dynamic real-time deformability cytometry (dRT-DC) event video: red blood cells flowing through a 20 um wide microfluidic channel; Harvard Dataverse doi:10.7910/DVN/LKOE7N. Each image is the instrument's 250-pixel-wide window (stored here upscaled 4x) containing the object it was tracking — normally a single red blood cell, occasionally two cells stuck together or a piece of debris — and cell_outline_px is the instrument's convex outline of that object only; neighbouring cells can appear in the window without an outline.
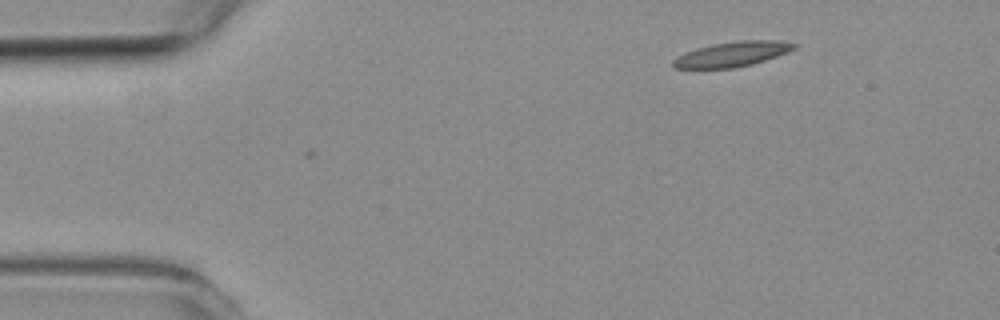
{"species": "common noctule bat (a hibernating species)", "species_latin": "Nyctalus noctula", "temperature_condition": "room temperature", "stored_images_in_passage": 5, "camera_frame_rate_fps": 3000, "um_per_image_px": 0.085, "animal": {"sex": "female", "body_mass_g": 19.3, "forearm_length_mm": 54.1}, "frame": {"image": 1, "passage_image": 1, "time_ms": 0.0, "image_size_px": [1000, 320], "cell_outline_px": [[796, 48], [788, 52], [752, 64], [732, 68], [672, 68], [672, 60], [696, 48], [712, 44], [740, 40], [776, 40], [796, 44]], "centroid_in_image_um": [62.24, 4.6], "position_along_channel_um": 22.8, "area_um2": 17.34}}
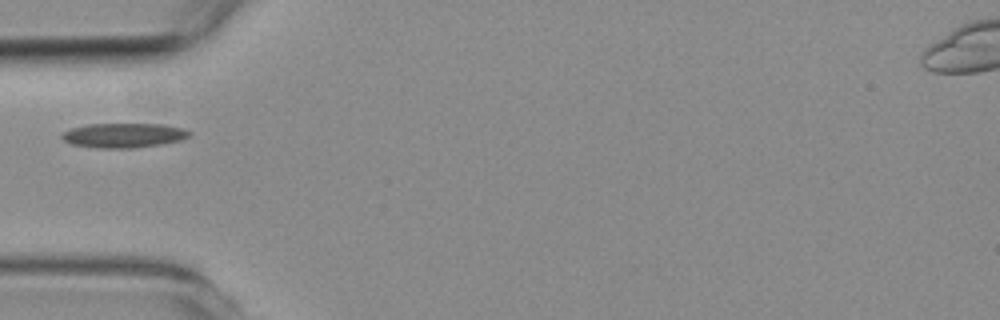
{"frame": {"image": 2, "passage_image": 4, "time_ms": 3.333, "image_size_px": [1000, 320], "cell_outline_px": [[192, 136], [180, 140], [164, 144], [132, 148], [100, 148], [72, 144], [64, 140], [60, 136], [64, 132], [72, 128], [88, 124], [164, 124], [184, 128], [192, 132]], "centroid_in_image_um": [10.58, 11.5], "position_along_channel_um": 74.4, "area_um2": 18.32}}
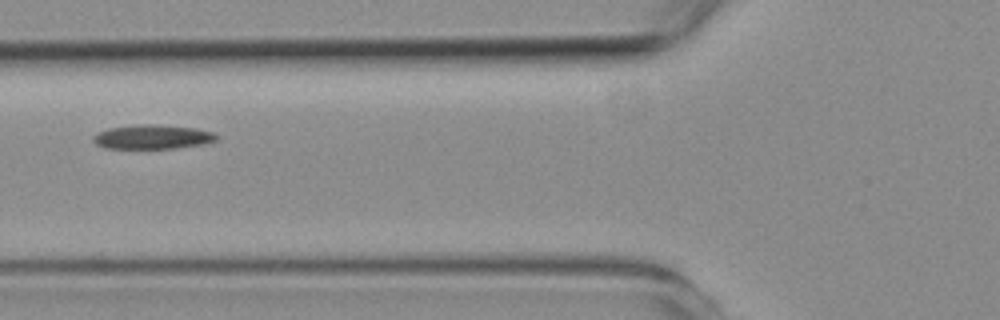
{"frame": {"image": 3, "passage_image": 5, "time_ms": 4.333, "image_size_px": [1000, 320], "cell_outline_px": [[220, 136], [216, 140], [200, 144], [176, 148], [104, 148], [96, 144], [92, 140], [92, 136], [96, 132], [108, 128], [140, 124], [152, 124], [196, 128], [212, 132]], "centroid_in_image_um": [12.91, 11.63], "position_along_channel_um": 112.9, "area_um2": 17.4}}